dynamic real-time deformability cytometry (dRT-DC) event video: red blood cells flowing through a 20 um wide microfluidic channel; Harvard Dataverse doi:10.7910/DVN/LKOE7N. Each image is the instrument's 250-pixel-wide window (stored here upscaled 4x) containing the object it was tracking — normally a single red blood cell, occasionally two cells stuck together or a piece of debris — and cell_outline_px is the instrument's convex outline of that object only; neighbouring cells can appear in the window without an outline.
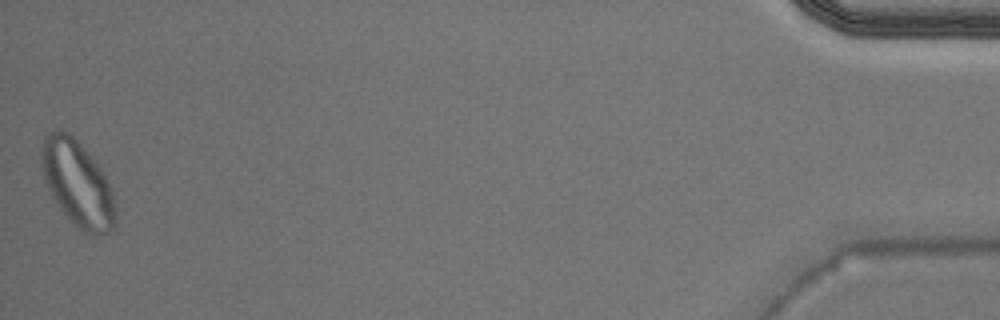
{"species": "Egyptian fruit bat (a non-hibernating species)", "species_latin": "Rousettus aegyptiacus", "temperature_condition": "warm", "stored_images_in_passage": 36, "camera_frame_rate_fps": 3000, "um_per_image_px": 0.085, "animal": {"sex": "male"}, "frame": {"image": 1, "passage_image": 36, "time_ms": 11.667, "image_size_px": [1000, 320], "cell_outline_px": [[116, 224], [108, 232], [96, 236], [88, 236], [60, 208], [52, 196], [44, 180], [40, 164], [40, 152], [44, 136], [48, 132], [60, 128], [68, 132], [84, 148], [96, 164], [104, 176], [112, 192], [116, 204]], "centroid_in_image_um": [6.57, 15.59], "position_along_channel_um": 428.6, "area_um2": 36.82}}